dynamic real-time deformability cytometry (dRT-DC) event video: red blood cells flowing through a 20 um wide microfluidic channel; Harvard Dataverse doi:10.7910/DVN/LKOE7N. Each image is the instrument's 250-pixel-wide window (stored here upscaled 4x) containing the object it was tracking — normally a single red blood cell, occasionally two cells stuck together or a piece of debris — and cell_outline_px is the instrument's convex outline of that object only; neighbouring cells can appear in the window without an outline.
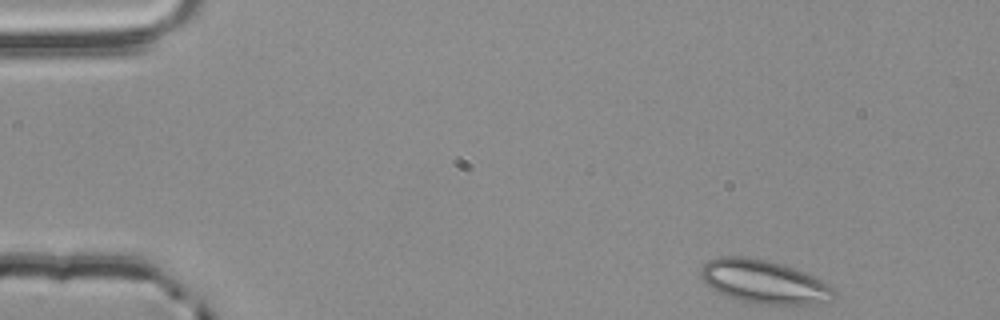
{"species": "common noctule bat (a hibernating species)", "species_latin": "Nyctalus noctula", "temperature_condition": "room temperature", "stored_images_in_passage": 49, "camera_frame_rate_fps": 3000, "um_per_image_px": 0.085, "animal": {"sex": "male", "body_mass_g": 20.4}, "frame": {"image": 1, "passage_image": 1, "time_ms": 0.0, "image_size_px": [1000, 320], "cell_outline_px": [[836, 296], [832, 300], [812, 304], [760, 304], [740, 300], [728, 296], [712, 288], [700, 276], [700, 268], [708, 260], [720, 256], [744, 256], [768, 260], [792, 268], [812, 276], [820, 280], [832, 288], [836, 292]], "centroid_in_image_um": [64.92, 23.94], "position_along_channel_um": 20.1, "area_um2": 33.23}}
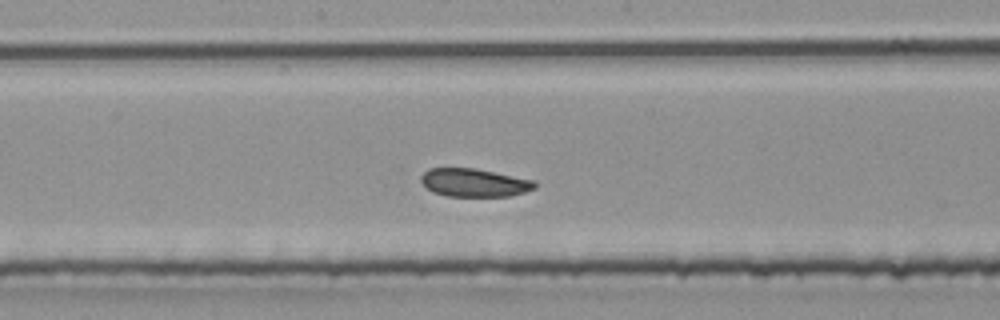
{"frame": {"image": 2, "passage_image": 24, "time_ms": 7.667, "image_size_px": [1000, 320], "cell_outline_px": [[536, 188], [524, 192], [508, 196], [448, 196], [432, 192], [420, 180], [420, 176], [428, 168], [472, 168], [536, 180]], "centroid_in_image_um": [40.31, 15.52], "position_along_channel_um": 207.9, "area_um2": 18.61}}
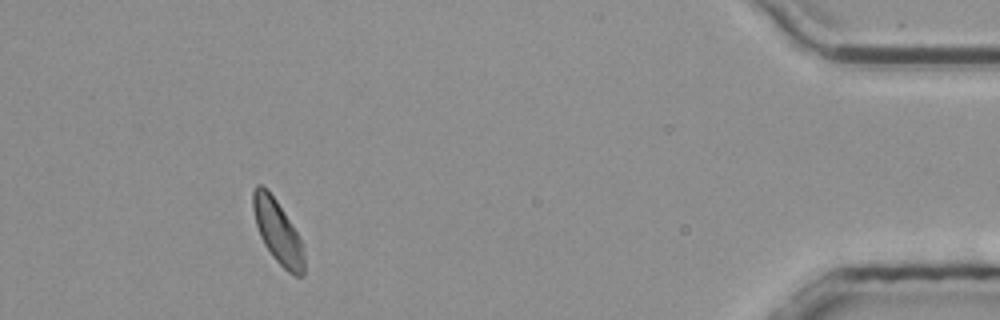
{"frame": {"image": 3, "passage_image": 45, "time_ms": 14.667, "image_size_px": [1000, 320], "cell_outline_px": [[304, 276], [296, 276], [288, 272], [272, 256], [264, 244], [260, 236], [256, 224], [252, 208], [252, 192], [256, 184], [260, 184], [268, 188], [276, 200], [304, 244]], "centroid_in_image_um": [23.6, 19.68], "position_along_channel_um": 411.6, "area_um2": 18.96}, "authors_computed_cell_mechanics": {"area_um2": 19.8254, "velocity_mm_per_s": 3.8163, "shape_relaxation_time_tau1_ms": 6.2425, "shape_relaxation_time_tau2_ms": 4.7428, "deformation_change_tau1": 0.0808, "deformation_change_tau2": 0.0861}}